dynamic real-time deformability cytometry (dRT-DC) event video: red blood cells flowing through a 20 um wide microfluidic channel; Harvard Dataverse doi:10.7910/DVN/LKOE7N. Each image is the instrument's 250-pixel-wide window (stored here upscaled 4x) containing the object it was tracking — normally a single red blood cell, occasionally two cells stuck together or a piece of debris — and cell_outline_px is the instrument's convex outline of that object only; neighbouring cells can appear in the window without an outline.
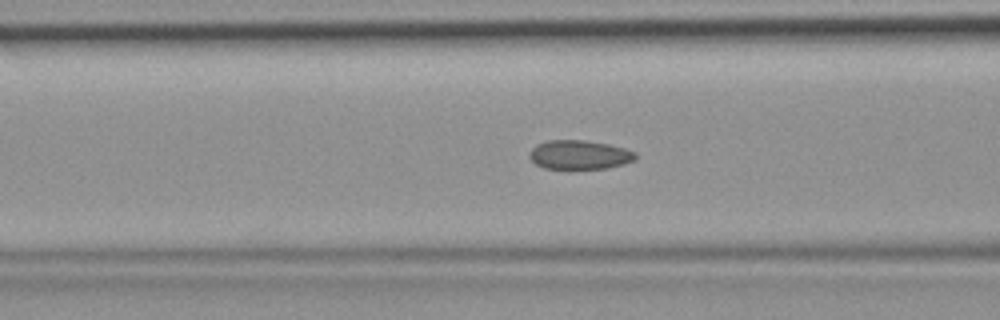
{"species": "common noctule bat (a hibernating species)", "species_latin": "Nyctalus noctula", "temperature_condition": "room temperature", "stored_images_in_passage": 48, "camera_frame_rate_fps": 3000, "um_per_image_px": 0.085, "animal": {"sex": "female", "body_mass_g": 19.9}, "frame": {"image": 1, "passage_image": 19, "time_ms": 6.0, "image_size_px": [1000, 320], "cell_outline_px": [[636, 160], [624, 164], [608, 168], [544, 168], [536, 164], [528, 156], [532, 148], [536, 144], [548, 140], [584, 140], [608, 144], [624, 148], [636, 152]], "centroid_in_image_um": [49.26, 13.15], "position_along_channel_um": 117.3, "area_um2": 17.92}}
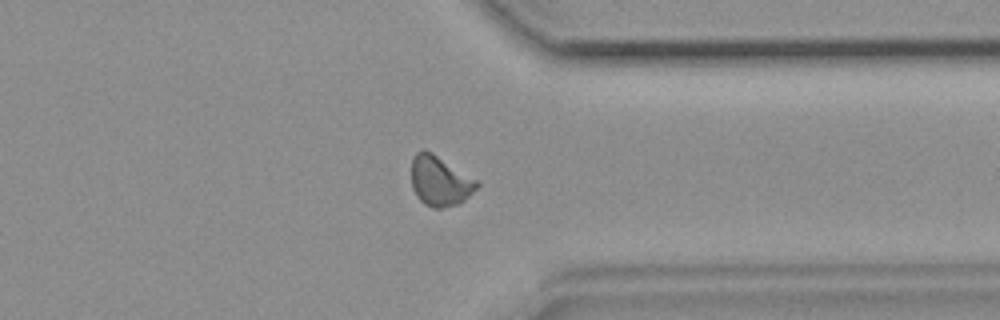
{"frame": {"image": 2, "passage_image": 37, "time_ms": 12.0, "image_size_px": [1000, 320], "cell_outline_px": [[480, 184], [464, 200], [456, 204], [440, 208], [432, 208], [424, 204], [416, 196], [412, 188], [412, 160], [416, 152], [424, 148], [432, 152], [476, 180]], "centroid_in_image_um": [37.35, 15.38], "position_along_channel_um": 374.1, "area_um2": 18.84}}
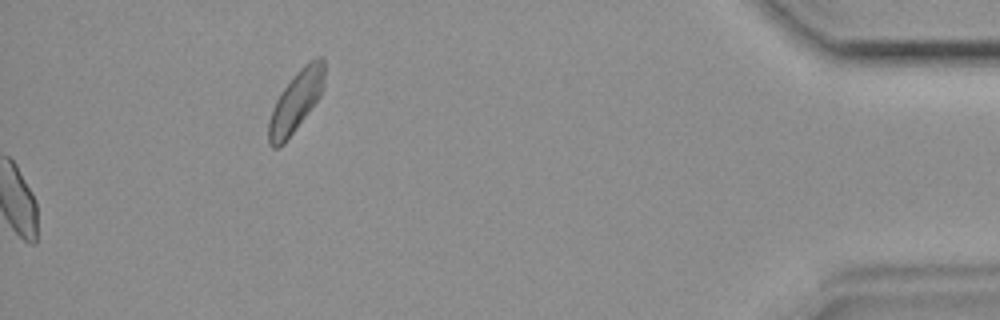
{"frame": {"image": 3, "passage_image": 48, "time_ms": 15.667, "image_size_px": [1000, 320], "cell_outline_px": [[324, 88], [320, 96], [284, 144], [280, 148], [272, 148], [268, 144], [268, 120], [272, 108], [280, 92], [292, 76], [308, 60], [316, 56], [324, 56]], "centroid_in_image_um": [25.14, 8.6], "position_along_channel_um": 410.1, "area_um2": 20.06}}